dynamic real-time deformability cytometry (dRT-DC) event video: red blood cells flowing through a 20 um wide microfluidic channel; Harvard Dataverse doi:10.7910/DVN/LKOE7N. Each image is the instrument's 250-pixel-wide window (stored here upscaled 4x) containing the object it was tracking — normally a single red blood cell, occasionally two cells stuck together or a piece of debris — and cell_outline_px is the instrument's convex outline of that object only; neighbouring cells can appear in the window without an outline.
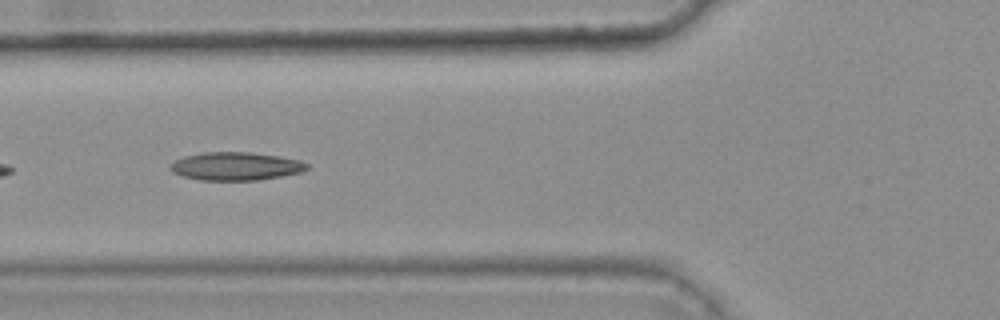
{"species": "common noctule bat (a hibernating species)", "species_latin": "Nyctalus noctula", "temperature_condition": "warm", "stored_images_in_passage": 7, "camera_frame_rate_fps": 3000, "um_per_image_px": 0.085, "animal": {"sex": "female", "body_mass_g": 25.1}, "frame": {"image": 1, "passage_image": 5, "time_ms": 1.333, "image_size_px": [1000, 320], "cell_outline_px": [[308, 168], [304, 172], [260, 180], [200, 180], [184, 176], [172, 172], [172, 164], [176, 160], [184, 156], [204, 152], [248, 152], [280, 156], [300, 160], [308, 164]], "centroid_in_image_um": [20.1, 14.13], "position_along_channel_um": 105.7, "area_um2": 22.37}}